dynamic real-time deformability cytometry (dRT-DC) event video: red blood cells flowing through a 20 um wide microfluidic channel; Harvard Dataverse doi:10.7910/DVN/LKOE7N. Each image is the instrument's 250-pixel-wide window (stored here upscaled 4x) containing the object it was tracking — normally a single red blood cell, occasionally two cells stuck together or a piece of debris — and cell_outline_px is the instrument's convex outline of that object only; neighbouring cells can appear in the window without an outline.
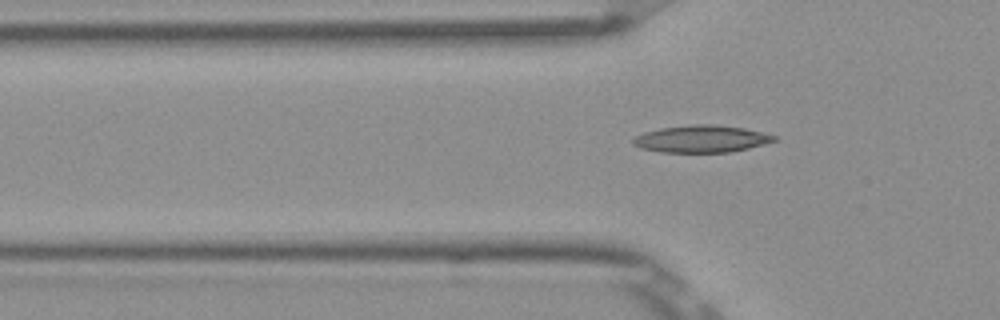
{"species": "Egyptian fruit bat (a non-hibernating species)", "species_latin": "Rousettus aegyptiacus", "temperature_condition": "room temperature", "stored_images_in_passage": 7, "segment_of_instrument_passage": [2, 2], "camera_frame_rate_fps": 3000, "um_per_image_px": 0.085, "frame": {"image": 1, "passage_image": 7, "time_ms": 2.0, "image_size_px": [1000, 320], "cell_outline_px": [[776, 140], [764, 144], [732, 152], [660, 152], [640, 148], [632, 144], [632, 140], [636, 136], [644, 132], [660, 128], [692, 124], [712, 124], [744, 128], [776, 136]], "centroid_in_image_um": [59.58, 11.8], "position_along_channel_um": 66.2, "area_um2": 22.25}}